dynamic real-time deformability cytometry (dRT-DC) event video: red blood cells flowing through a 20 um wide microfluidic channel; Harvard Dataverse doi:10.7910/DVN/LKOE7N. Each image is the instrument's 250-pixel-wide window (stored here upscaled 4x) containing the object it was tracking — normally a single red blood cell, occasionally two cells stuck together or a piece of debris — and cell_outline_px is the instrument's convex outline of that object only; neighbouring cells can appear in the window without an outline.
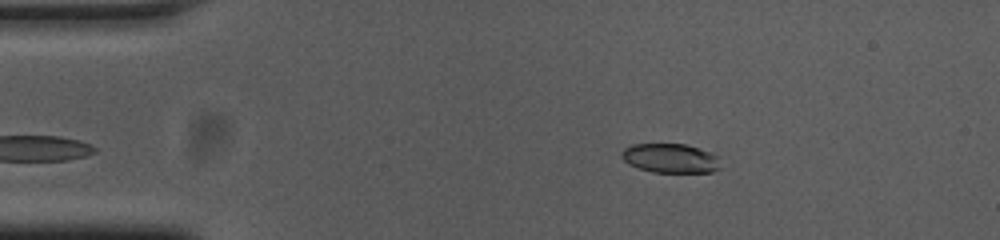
{"species": "common noctule bat (a hibernating species)", "species_latin": "Nyctalus noctula", "temperature_condition": "cold", "stored_images_in_passage": 48, "camera_frame_rate_fps": 3000, "um_per_image_px": 0.085, "animal": {"sex": "female", "body_mass_g": 23.0, "forearm_length_mm": 53.4}, "frame": {"image": 1, "passage_image": 3, "time_ms": 0.667, "image_size_px": [1000, 240], "cell_outline_px": [[720, 168], [712, 172], [652, 172], [628, 164], [620, 156], [620, 152], [624, 148], [632, 144], [684, 144], [720, 156]], "centroid_in_image_um": [56.97, 13.45], "position_along_channel_um": 28.0, "area_um2": 16.88}}
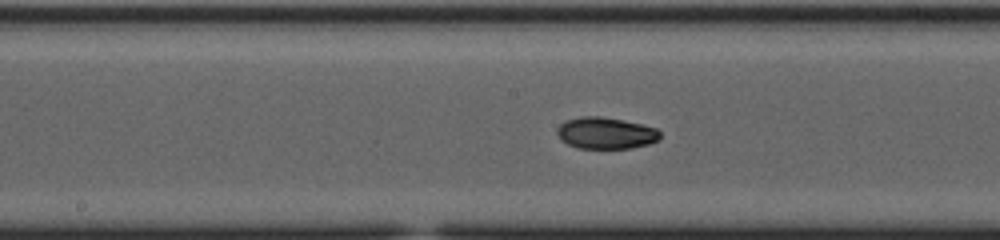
{"frame": {"image": 2, "passage_image": 21, "time_ms": 6.667, "image_size_px": [1000, 240], "cell_outline_px": [[660, 140], [648, 144], [632, 148], [576, 148], [560, 140], [556, 132], [556, 128], [560, 124], [568, 120], [580, 116], [600, 116], [624, 120], [656, 128], [660, 132]], "centroid_in_image_um": [51.47, 11.31], "position_along_channel_um": 196.7, "area_um2": 19.07}}
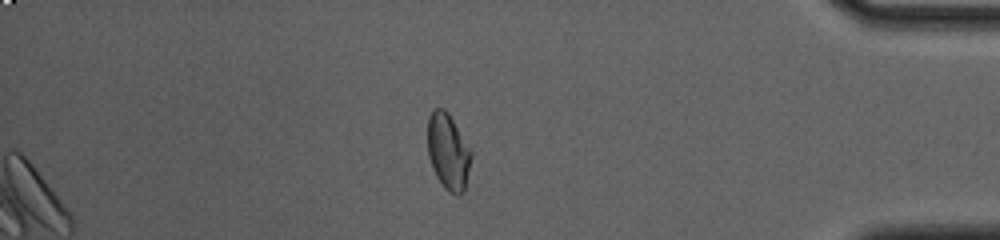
{"frame": {"image": 3, "passage_image": 40, "time_ms": 13.0, "image_size_px": [1000, 240], "cell_outline_px": [[472, 156], [464, 192], [460, 196], [456, 196], [448, 192], [444, 188], [436, 176], [432, 168], [428, 156], [428, 116], [436, 108], [444, 108], [448, 112], [472, 148]], "centroid_in_image_um": [38.12, 12.91], "position_along_channel_um": 397.1, "area_um2": 19.77}, "authors_computed_cell_mechanics": {"area_um2": 18.9006, "velocity_mm_per_s": 3.752, "shape_relaxation_time_tau1_ms": 10.8004, "shape_relaxation_time_tau2_ms": 1.6826, "deformation_change_tau1": 0.2369, "deformation_change_tau2": 0.0462}}